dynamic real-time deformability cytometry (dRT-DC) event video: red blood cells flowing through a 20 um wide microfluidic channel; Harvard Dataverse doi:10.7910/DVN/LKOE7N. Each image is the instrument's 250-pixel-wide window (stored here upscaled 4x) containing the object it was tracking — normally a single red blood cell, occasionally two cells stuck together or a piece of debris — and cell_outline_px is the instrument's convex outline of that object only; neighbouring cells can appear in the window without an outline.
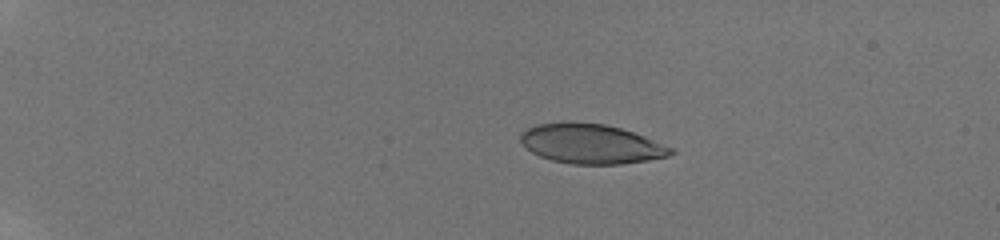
{"species": "human", "species_latin": "Homo sapiens", "temperature_condition": "room temperature", "stored_images_in_passage": 17, "camera_frame_rate_fps": 3000, "um_per_image_px": 0.085, "donor": {"sex": "male"}, "frame": {"image": 1, "passage_image": 1, "time_ms": 0.0, "image_size_px": [1000, 240], "cell_outline_px": [[676, 152], [668, 156], [648, 160], [620, 164], [572, 164], [552, 160], [540, 156], [532, 152], [520, 140], [520, 132], [536, 124], [604, 124], [620, 128], [644, 136], [676, 148]], "centroid_in_image_um": [50.31, 12.26], "position_along_channel_um": 34.7, "area_um2": 34.04}}